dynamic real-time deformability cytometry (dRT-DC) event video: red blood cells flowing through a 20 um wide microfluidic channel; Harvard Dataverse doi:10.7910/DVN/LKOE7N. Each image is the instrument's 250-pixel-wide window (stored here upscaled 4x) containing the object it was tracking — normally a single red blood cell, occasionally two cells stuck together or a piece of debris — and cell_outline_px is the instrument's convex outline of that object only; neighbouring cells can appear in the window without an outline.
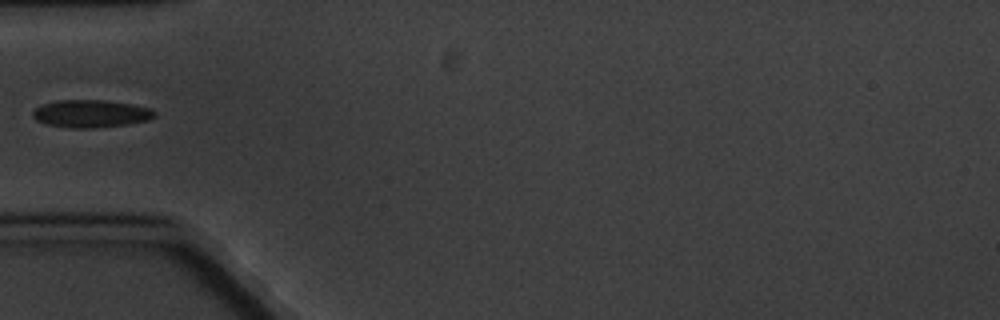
{"species": "common noctule bat (a hibernating species)", "species_latin": "Nyctalus noctula", "temperature_condition": "cold", "stored_images_in_passage": 5, "camera_frame_rate_fps": 3000, "um_per_image_px": 0.085, "animal": {"sex": "male", "body_mass_g": 20.1, "forearm_length_mm": 53.5}, "frame": {"image": 1, "passage_image": 4, "time_ms": 3.667, "image_size_px": [1000, 320], "cell_outline_px": [[156, 116], [148, 120], [128, 124], [96, 128], [68, 128], [44, 124], [36, 120], [32, 116], [32, 112], [36, 108], [44, 104], [56, 100], [104, 100], [132, 104], [148, 108], [156, 112]], "centroid_in_image_um": [7.7, 9.67], "position_along_channel_um": 77.3, "area_um2": 19.71}}